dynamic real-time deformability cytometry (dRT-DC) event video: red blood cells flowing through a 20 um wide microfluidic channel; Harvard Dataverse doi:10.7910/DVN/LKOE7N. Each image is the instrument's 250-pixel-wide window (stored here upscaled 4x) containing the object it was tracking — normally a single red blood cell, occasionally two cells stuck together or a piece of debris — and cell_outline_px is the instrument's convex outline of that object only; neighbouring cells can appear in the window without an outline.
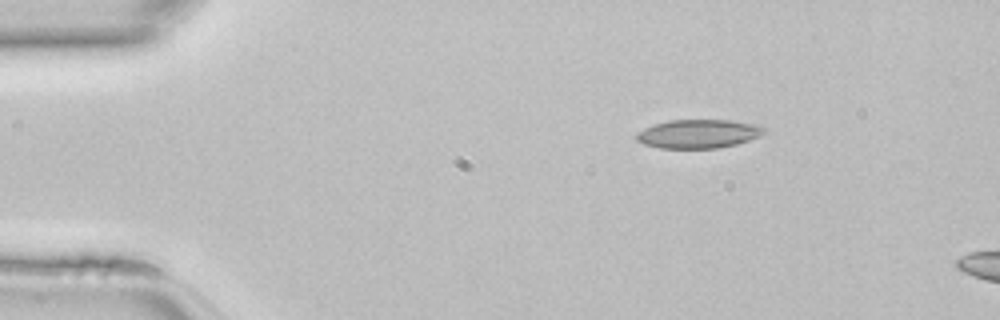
{"species": "common noctule bat (a hibernating species)", "species_latin": "Nyctalus noctula", "temperature_condition": "room temperature", "stored_images_in_passage": 6, "camera_frame_rate_fps": 3000, "um_per_image_px": 0.085, "animal": {"sex": "female", "body_mass_g": 22.7, "forearm_length_mm": 54.2}, "frame": {"image": 1, "passage_image": 1, "time_ms": 0.0, "image_size_px": [1000, 320], "cell_outline_px": [[768, 128], [760, 136], [736, 144], [716, 148], [660, 148], [644, 144], [636, 140], [636, 132], [652, 124], [668, 120], [732, 120], [760, 124]], "centroid_in_image_um": [59.38, 11.36], "position_along_channel_um": 25.6, "area_um2": 21.62}}